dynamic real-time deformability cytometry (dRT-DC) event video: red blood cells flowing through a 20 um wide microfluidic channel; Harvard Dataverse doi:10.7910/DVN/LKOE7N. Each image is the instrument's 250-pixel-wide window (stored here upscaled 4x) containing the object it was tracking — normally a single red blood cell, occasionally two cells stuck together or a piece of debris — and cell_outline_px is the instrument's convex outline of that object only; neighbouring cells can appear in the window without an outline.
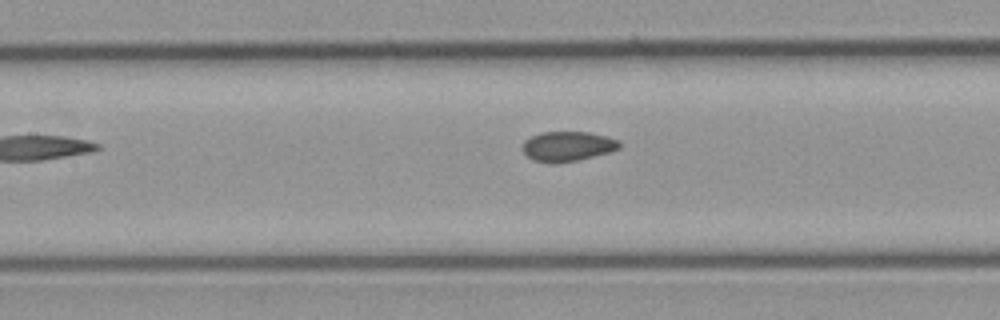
{"species": "common noctule bat (a hibernating species)", "species_latin": "Nyctalus noctula", "temperature_condition": "cold", "stored_images_in_passage": 6, "camera_frame_rate_fps": 3000, "um_per_image_px": 0.085, "animal": {"sex": "male", "body_mass_g": 23.1, "forearm_length_mm": 52.7}, "frame": {"image": 1, "passage_image": 5, "time_ms": 5.667, "image_size_px": [1000, 320], "cell_outline_px": [[620, 148], [608, 152], [580, 160], [552, 164], [548, 164], [536, 160], [528, 156], [520, 148], [524, 140], [540, 132], [588, 132], [608, 136], [620, 140]], "centroid_in_image_um": [48.24, 12.44], "position_along_channel_um": 159.2, "area_um2": 17.05}}